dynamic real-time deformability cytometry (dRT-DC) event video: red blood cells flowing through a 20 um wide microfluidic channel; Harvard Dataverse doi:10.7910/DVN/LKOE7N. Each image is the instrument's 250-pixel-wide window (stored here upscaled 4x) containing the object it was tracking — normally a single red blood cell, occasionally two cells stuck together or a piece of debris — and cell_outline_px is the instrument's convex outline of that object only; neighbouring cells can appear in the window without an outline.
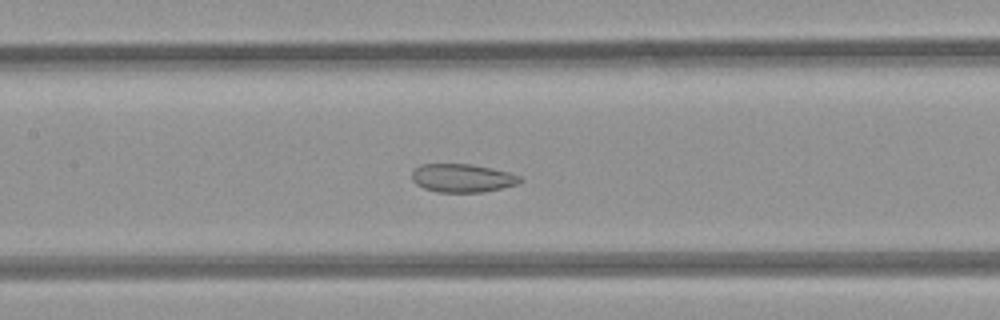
{"species": "common noctule bat (a hibernating species)", "species_latin": "Nyctalus noctula", "temperature_condition": "room temperature", "stored_images_in_passage": 50, "camera_frame_rate_fps": 3000, "um_per_image_px": 0.085, "animal": {"sex": "female", "body_mass_g": 21.9}, "frame": {"image": 1, "passage_image": 22, "time_ms": 7.0, "image_size_px": [1000, 320], "cell_outline_px": [[524, 180], [520, 184], [484, 192], [436, 192], [424, 188], [416, 184], [412, 180], [412, 172], [420, 164], [472, 164], [508, 172], [520, 176]], "centroid_in_image_um": [39.32, 15.14], "position_along_channel_um": 168.1, "area_um2": 17.98}}
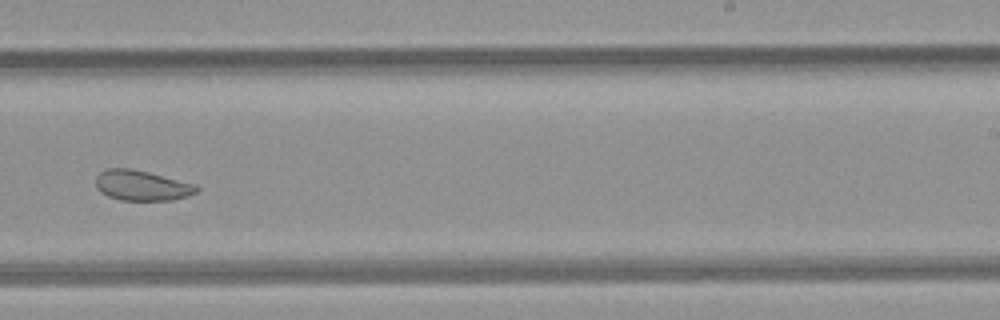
{"frame": {"image": 2, "passage_image": 30, "time_ms": 9.667, "image_size_px": [1000, 320], "cell_outline_px": [[200, 188], [196, 192], [188, 196], [172, 200], [120, 200], [108, 196], [100, 192], [96, 188], [96, 176], [100, 172], [108, 168], [132, 168], [196, 184]], "centroid_in_image_um": [12.04, 15.76], "position_along_channel_um": 277.0, "area_um2": 17.86}}
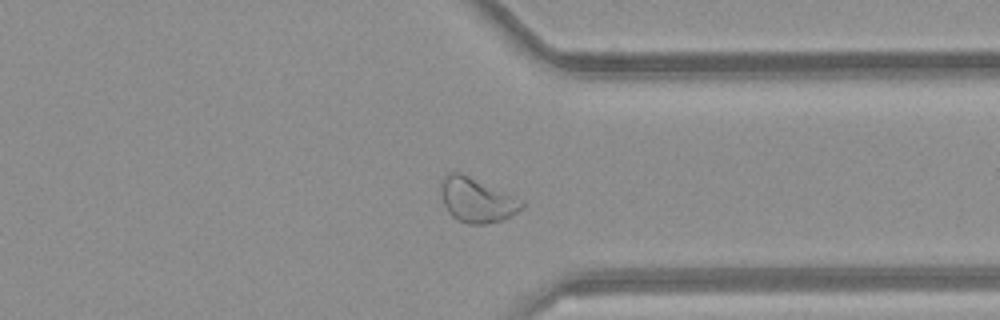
{"frame": {"image": 3, "passage_image": 37, "time_ms": 12.0, "image_size_px": [1000, 320], "cell_outline_px": [[524, 208], [504, 220], [484, 224], [468, 224], [452, 216], [448, 212], [444, 204], [440, 188], [440, 184], [444, 176], [448, 172], [460, 172], [524, 200]], "centroid_in_image_um": [40.54, 17.0], "position_along_channel_um": 370.9, "area_um2": 21.04}, "authors_computed_cell_mechanics": {"area_um2": 22.8888, "velocity_mm_per_s": 4.1007, "shape_relaxation_time_tau1_ms": null, "shape_relaxation_time_tau2_ms": 1.5706, "deformation_change_tau1": null, "deformation_change_tau2": 0.0745}}